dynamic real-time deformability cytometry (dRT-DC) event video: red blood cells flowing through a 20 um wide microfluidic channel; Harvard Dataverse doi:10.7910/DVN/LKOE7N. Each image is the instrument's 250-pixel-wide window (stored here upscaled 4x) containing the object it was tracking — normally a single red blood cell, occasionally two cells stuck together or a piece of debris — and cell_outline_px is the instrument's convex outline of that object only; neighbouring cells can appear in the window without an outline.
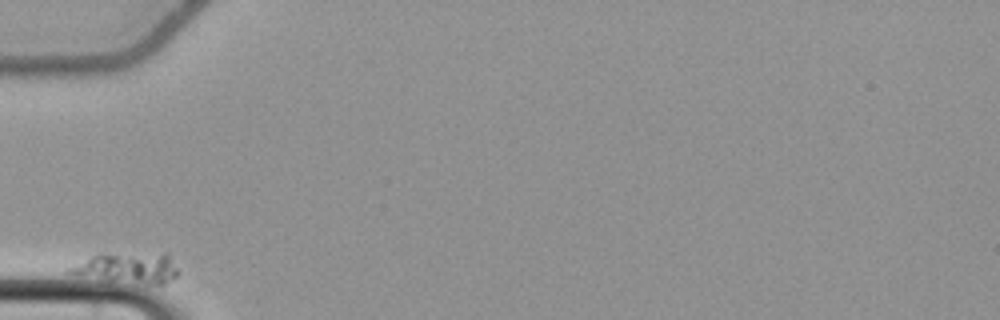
{"species": "common noctule bat (a hibernating species)", "species_latin": "Nyctalus noctula", "temperature_condition": "cold", "stored_images_in_passage": 35, "camera_frame_rate_fps": 3000, "um_per_image_px": 0.085, "animal": {"sex": "female", "body_mass_g": 22.7, "forearm_length_mm": 54.2}, "frame": {"image": 1, "passage_image": 1, "time_ms": 0.0, "image_size_px": [1000, 320], "cell_outline_px": [[176, 276], [164, 284], [148, 284], [64, 272], [68, 268], [88, 256], [96, 252], [168, 252], [176, 268]], "centroid_in_image_um": [10.88, 22.68], "position_along_channel_um": 74.1, "area_um2": 19.36}}
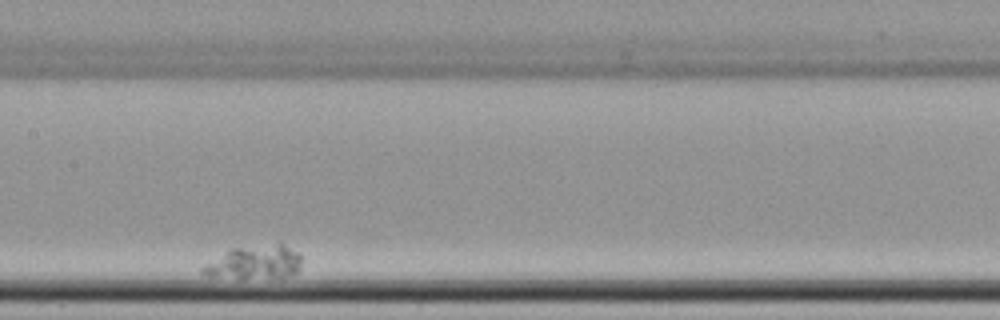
{"frame": {"image": 2, "passage_image": 15, "time_ms": 4.667, "image_size_px": [1000, 320], "cell_outline_px": [[300, 268], [296, 272], [284, 276], [204, 276], [200, 272], [200, 268], [232, 248], [280, 244], [284, 244], [300, 252]], "centroid_in_image_um": [21.67, 22.27], "position_along_channel_um": 185.7, "area_um2": 18.32}}
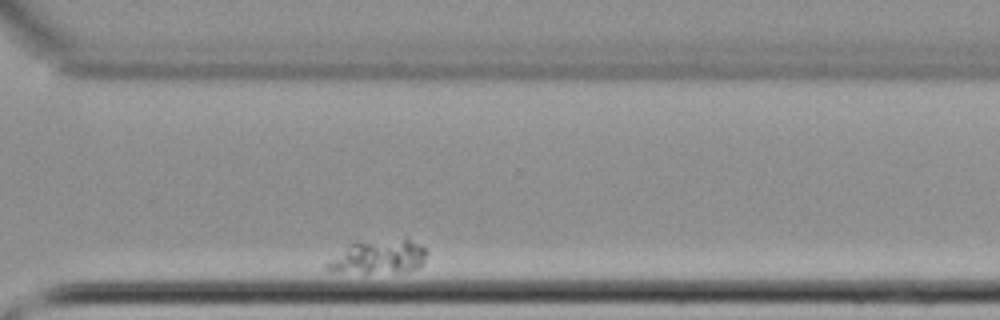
{"frame": {"image": 3, "passage_image": 32, "time_ms": 10.333, "image_size_px": [1000, 320], "cell_outline_px": [[428, 252], [424, 260], [416, 268], [408, 272], [364, 272], [324, 268], [324, 264], [348, 244], [404, 236], [424, 248]], "centroid_in_image_um": [32.24, 21.78], "position_along_channel_um": 338.4, "area_um2": 19.42}}